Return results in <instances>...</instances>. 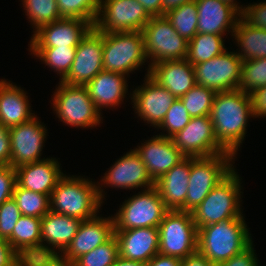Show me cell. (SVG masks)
Listing matches in <instances>:
<instances>
[{"instance_id": "obj_10", "label": "cell", "mask_w": 266, "mask_h": 266, "mask_svg": "<svg viewBox=\"0 0 266 266\" xmlns=\"http://www.w3.org/2000/svg\"><path fill=\"white\" fill-rule=\"evenodd\" d=\"M158 228L159 254L184 259L197 251L198 229L191 212L169 210Z\"/></svg>"}, {"instance_id": "obj_3", "label": "cell", "mask_w": 266, "mask_h": 266, "mask_svg": "<svg viewBox=\"0 0 266 266\" xmlns=\"http://www.w3.org/2000/svg\"><path fill=\"white\" fill-rule=\"evenodd\" d=\"M97 184L81 176L63 175L50 196V210L82 221L95 217L101 205Z\"/></svg>"}, {"instance_id": "obj_15", "label": "cell", "mask_w": 266, "mask_h": 266, "mask_svg": "<svg viewBox=\"0 0 266 266\" xmlns=\"http://www.w3.org/2000/svg\"><path fill=\"white\" fill-rule=\"evenodd\" d=\"M101 183L97 182V192L100 201L104 203V192L101 187H114L120 189H148L155 185L147 173L146 166L134 149L124 154L105 172ZM101 184V186H100Z\"/></svg>"}, {"instance_id": "obj_7", "label": "cell", "mask_w": 266, "mask_h": 266, "mask_svg": "<svg viewBox=\"0 0 266 266\" xmlns=\"http://www.w3.org/2000/svg\"><path fill=\"white\" fill-rule=\"evenodd\" d=\"M232 153H221L210 157H191L185 211L191 212L207 197L209 192L233 169Z\"/></svg>"}, {"instance_id": "obj_21", "label": "cell", "mask_w": 266, "mask_h": 266, "mask_svg": "<svg viewBox=\"0 0 266 266\" xmlns=\"http://www.w3.org/2000/svg\"><path fill=\"white\" fill-rule=\"evenodd\" d=\"M114 235L113 216L98 214L80 223L77 233L63 254L73 262L80 256L107 242Z\"/></svg>"}, {"instance_id": "obj_46", "label": "cell", "mask_w": 266, "mask_h": 266, "mask_svg": "<svg viewBox=\"0 0 266 266\" xmlns=\"http://www.w3.org/2000/svg\"><path fill=\"white\" fill-rule=\"evenodd\" d=\"M0 266H24V260L7 240L0 238Z\"/></svg>"}, {"instance_id": "obj_17", "label": "cell", "mask_w": 266, "mask_h": 266, "mask_svg": "<svg viewBox=\"0 0 266 266\" xmlns=\"http://www.w3.org/2000/svg\"><path fill=\"white\" fill-rule=\"evenodd\" d=\"M145 76V83L141 85L142 87H136L130 97L137 117L157 128L176 97L149 75L145 74Z\"/></svg>"}, {"instance_id": "obj_16", "label": "cell", "mask_w": 266, "mask_h": 266, "mask_svg": "<svg viewBox=\"0 0 266 266\" xmlns=\"http://www.w3.org/2000/svg\"><path fill=\"white\" fill-rule=\"evenodd\" d=\"M47 128L37 115L26 123L8 128L11 147V166L16 168L41 159Z\"/></svg>"}, {"instance_id": "obj_24", "label": "cell", "mask_w": 266, "mask_h": 266, "mask_svg": "<svg viewBox=\"0 0 266 266\" xmlns=\"http://www.w3.org/2000/svg\"><path fill=\"white\" fill-rule=\"evenodd\" d=\"M81 222L78 218L50 210L41 218V252L56 253L58 250V253H63L76 235Z\"/></svg>"}, {"instance_id": "obj_33", "label": "cell", "mask_w": 266, "mask_h": 266, "mask_svg": "<svg viewBox=\"0 0 266 266\" xmlns=\"http://www.w3.org/2000/svg\"><path fill=\"white\" fill-rule=\"evenodd\" d=\"M76 49L77 47L29 48L31 54L60 75V81L68 74Z\"/></svg>"}, {"instance_id": "obj_9", "label": "cell", "mask_w": 266, "mask_h": 266, "mask_svg": "<svg viewBox=\"0 0 266 266\" xmlns=\"http://www.w3.org/2000/svg\"><path fill=\"white\" fill-rule=\"evenodd\" d=\"M142 34L147 60L150 58L147 75L151 65L186 59L188 41L175 31L166 16L151 17Z\"/></svg>"}, {"instance_id": "obj_19", "label": "cell", "mask_w": 266, "mask_h": 266, "mask_svg": "<svg viewBox=\"0 0 266 266\" xmlns=\"http://www.w3.org/2000/svg\"><path fill=\"white\" fill-rule=\"evenodd\" d=\"M134 150L145 164L154 183L186 157L171 138L160 134L151 137Z\"/></svg>"}, {"instance_id": "obj_53", "label": "cell", "mask_w": 266, "mask_h": 266, "mask_svg": "<svg viewBox=\"0 0 266 266\" xmlns=\"http://www.w3.org/2000/svg\"><path fill=\"white\" fill-rule=\"evenodd\" d=\"M112 266H146L145 263L139 261L126 260L120 256Z\"/></svg>"}, {"instance_id": "obj_29", "label": "cell", "mask_w": 266, "mask_h": 266, "mask_svg": "<svg viewBox=\"0 0 266 266\" xmlns=\"http://www.w3.org/2000/svg\"><path fill=\"white\" fill-rule=\"evenodd\" d=\"M7 241L23 260L41 253V218L22 215Z\"/></svg>"}, {"instance_id": "obj_48", "label": "cell", "mask_w": 266, "mask_h": 266, "mask_svg": "<svg viewBox=\"0 0 266 266\" xmlns=\"http://www.w3.org/2000/svg\"><path fill=\"white\" fill-rule=\"evenodd\" d=\"M0 165H11L9 131L0 124Z\"/></svg>"}, {"instance_id": "obj_34", "label": "cell", "mask_w": 266, "mask_h": 266, "mask_svg": "<svg viewBox=\"0 0 266 266\" xmlns=\"http://www.w3.org/2000/svg\"><path fill=\"white\" fill-rule=\"evenodd\" d=\"M23 216L44 217L50 211V197L20 187L17 183L12 195Z\"/></svg>"}, {"instance_id": "obj_42", "label": "cell", "mask_w": 266, "mask_h": 266, "mask_svg": "<svg viewBox=\"0 0 266 266\" xmlns=\"http://www.w3.org/2000/svg\"><path fill=\"white\" fill-rule=\"evenodd\" d=\"M24 266H75L63 253H38L24 260Z\"/></svg>"}, {"instance_id": "obj_25", "label": "cell", "mask_w": 266, "mask_h": 266, "mask_svg": "<svg viewBox=\"0 0 266 266\" xmlns=\"http://www.w3.org/2000/svg\"><path fill=\"white\" fill-rule=\"evenodd\" d=\"M149 76L178 99L196 85L193 66L186 59L151 65Z\"/></svg>"}, {"instance_id": "obj_27", "label": "cell", "mask_w": 266, "mask_h": 266, "mask_svg": "<svg viewBox=\"0 0 266 266\" xmlns=\"http://www.w3.org/2000/svg\"><path fill=\"white\" fill-rule=\"evenodd\" d=\"M191 170V157H185L155 182L168 210L185 211Z\"/></svg>"}, {"instance_id": "obj_31", "label": "cell", "mask_w": 266, "mask_h": 266, "mask_svg": "<svg viewBox=\"0 0 266 266\" xmlns=\"http://www.w3.org/2000/svg\"><path fill=\"white\" fill-rule=\"evenodd\" d=\"M222 35L197 33L188 41L186 60L191 64H199L221 55L225 50Z\"/></svg>"}, {"instance_id": "obj_13", "label": "cell", "mask_w": 266, "mask_h": 266, "mask_svg": "<svg viewBox=\"0 0 266 266\" xmlns=\"http://www.w3.org/2000/svg\"><path fill=\"white\" fill-rule=\"evenodd\" d=\"M171 139L186 157H210L230 153L216 140L209 115L192 117L190 122Z\"/></svg>"}, {"instance_id": "obj_54", "label": "cell", "mask_w": 266, "mask_h": 266, "mask_svg": "<svg viewBox=\"0 0 266 266\" xmlns=\"http://www.w3.org/2000/svg\"><path fill=\"white\" fill-rule=\"evenodd\" d=\"M222 1L227 3V4H229V5H231V6H233L240 14H241V12H242V10L244 8L242 5L240 7V5H238L236 0H222Z\"/></svg>"}, {"instance_id": "obj_45", "label": "cell", "mask_w": 266, "mask_h": 266, "mask_svg": "<svg viewBox=\"0 0 266 266\" xmlns=\"http://www.w3.org/2000/svg\"><path fill=\"white\" fill-rule=\"evenodd\" d=\"M258 260L252 243L241 253L216 266H260Z\"/></svg>"}, {"instance_id": "obj_39", "label": "cell", "mask_w": 266, "mask_h": 266, "mask_svg": "<svg viewBox=\"0 0 266 266\" xmlns=\"http://www.w3.org/2000/svg\"><path fill=\"white\" fill-rule=\"evenodd\" d=\"M266 86V58L242 61L241 81L238 90L250 94Z\"/></svg>"}, {"instance_id": "obj_28", "label": "cell", "mask_w": 266, "mask_h": 266, "mask_svg": "<svg viewBox=\"0 0 266 266\" xmlns=\"http://www.w3.org/2000/svg\"><path fill=\"white\" fill-rule=\"evenodd\" d=\"M27 92L10 83L0 80V124L10 128L30 121L36 115L32 113Z\"/></svg>"}, {"instance_id": "obj_11", "label": "cell", "mask_w": 266, "mask_h": 266, "mask_svg": "<svg viewBox=\"0 0 266 266\" xmlns=\"http://www.w3.org/2000/svg\"><path fill=\"white\" fill-rule=\"evenodd\" d=\"M150 19L137 0H101L93 27L102 33L142 31Z\"/></svg>"}, {"instance_id": "obj_1", "label": "cell", "mask_w": 266, "mask_h": 266, "mask_svg": "<svg viewBox=\"0 0 266 266\" xmlns=\"http://www.w3.org/2000/svg\"><path fill=\"white\" fill-rule=\"evenodd\" d=\"M209 116L218 143L237 155L249 118H254L250 95L238 89L216 93Z\"/></svg>"}, {"instance_id": "obj_22", "label": "cell", "mask_w": 266, "mask_h": 266, "mask_svg": "<svg viewBox=\"0 0 266 266\" xmlns=\"http://www.w3.org/2000/svg\"><path fill=\"white\" fill-rule=\"evenodd\" d=\"M59 164L56 158L44 157L43 160L18 166L15 168L16 183L24 189L50 197L64 175Z\"/></svg>"}, {"instance_id": "obj_47", "label": "cell", "mask_w": 266, "mask_h": 266, "mask_svg": "<svg viewBox=\"0 0 266 266\" xmlns=\"http://www.w3.org/2000/svg\"><path fill=\"white\" fill-rule=\"evenodd\" d=\"M253 116L266 117V86L255 89L250 94Z\"/></svg>"}, {"instance_id": "obj_23", "label": "cell", "mask_w": 266, "mask_h": 266, "mask_svg": "<svg viewBox=\"0 0 266 266\" xmlns=\"http://www.w3.org/2000/svg\"><path fill=\"white\" fill-rule=\"evenodd\" d=\"M197 4V33L226 36L228 31L233 35L238 17L241 14L222 0H195ZM230 29V31H229Z\"/></svg>"}, {"instance_id": "obj_40", "label": "cell", "mask_w": 266, "mask_h": 266, "mask_svg": "<svg viewBox=\"0 0 266 266\" xmlns=\"http://www.w3.org/2000/svg\"><path fill=\"white\" fill-rule=\"evenodd\" d=\"M191 118L181 99L176 98L157 128L167 132L161 133L163 137L172 138L190 122Z\"/></svg>"}, {"instance_id": "obj_12", "label": "cell", "mask_w": 266, "mask_h": 266, "mask_svg": "<svg viewBox=\"0 0 266 266\" xmlns=\"http://www.w3.org/2000/svg\"><path fill=\"white\" fill-rule=\"evenodd\" d=\"M192 66L197 85L216 93L237 90L239 87L242 60L236 52L225 50L221 55Z\"/></svg>"}, {"instance_id": "obj_49", "label": "cell", "mask_w": 266, "mask_h": 266, "mask_svg": "<svg viewBox=\"0 0 266 266\" xmlns=\"http://www.w3.org/2000/svg\"><path fill=\"white\" fill-rule=\"evenodd\" d=\"M182 259L171 256H164L161 254L155 255L146 266H181Z\"/></svg>"}, {"instance_id": "obj_35", "label": "cell", "mask_w": 266, "mask_h": 266, "mask_svg": "<svg viewBox=\"0 0 266 266\" xmlns=\"http://www.w3.org/2000/svg\"><path fill=\"white\" fill-rule=\"evenodd\" d=\"M25 15L30 21L33 33L40 27L62 19L57 6V0H21Z\"/></svg>"}, {"instance_id": "obj_32", "label": "cell", "mask_w": 266, "mask_h": 266, "mask_svg": "<svg viewBox=\"0 0 266 266\" xmlns=\"http://www.w3.org/2000/svg\"><path fill=\"white\" fill-rule=\"evenodd\" d=\"M165 16L175 31L187 41L197 34L198 12L195 0L168 10Z\"/></svg>"}, {"instance_id": "obj_5", "label": "cell", "mask_w": 266, "mask_h": 266, "mask_svg": "<svg viewBox=\"0 0 266 266\" xmlns=\"http://www.w3.org/2000/svg\"><path fill=\"white\" fill-rule=\"evenodd\" d=\"M146 61L142 31L103 33V71L128 77Z\"/></svg>"}, {"instance_id": "obj_51", "label": "cell", "mask_w": 266, "mask_h": 266, "mask_svg": "<svg viewBox=\"0 0 266 266\" xmlns=\"http://www.w3.org/2000/svg\"><path fill=\"white\" fill-rule=\"evenodd\" d=\"M181 266H216L210 263L204 255L196 251L188 257L182 259Z\"/></svg>"}, {"instance_id": "obj_26", "label": "cell", "mask_w": 266, "mask_h": 266, "mask_svg": "<svg viewBox=\"0 0 266 266\" xmlns=\"http://www.w3.org/2000/svg\"><path fill=\"white\" fill-rule=\"evenodd\" d=\"M127 75L101 71L84 86L101 113L103 108L119 106L128 93Z\"/></svg>"}, {"instance_id": "obj_43", "label": "cell", "mask_w": 266, "mask_h": 266, "mask_svg": "<svg viewBox=\"0 0 266 266\" xmlns=\"http://www.w3.org/2000/svg\"><path fill=\"white\" fill-rule=\"evenodd\" d=\"M241 18L252 27L266 30V2L246 5L241 12Z\"/></svg>"}, {"instance_id": "obj_36", "label": "cell", "mask_w": 266, "mask_h": 266, "mask_svg": "<svg viewBox=\"0 0 266 266\" xmlns=\"http://www.w3.org/2000/svg\"><path fill=\"white\" fill-rule=\"evenodd\" d=\"M101 0H57L58 11L62 18H79L92 27L95 24Z\"/></svg>"}, {"instance_id": "obj_8", "label": "cell", "mask_w": 266, "mask_h": 266, "mask_svg": "<svg viewBox=\"0 0 266 266\" xmlns=\"http://www.w3.org/2000/svg\"><path fill=\"white\" fill-rule=\"evenodd\" d=\"M142 190L120 206L113 217L114 231L159 226L169 210L165 207L155 185Z\"/></svg>"}, {"instance_id": "obj_50", "label": "cell", "mask_w": 266, "mask_h": 266, "mask_svg": "<svg viewBox=\"0 0 266 266\" xmlns=\"http://www.w3.org/2000/svg\"><path fill=\"white\" fill-rule=\"evenodd\" d=\"M151 17L163 16L162 0H137Z\"/></svg>"}, {"instance_id": "obj_41", "label": "cell", "mask_w": 266, "mask_h": 266, "mask_svg": "<svg viewBox=\"0 0 266 266\" xmlns=\"http://www.w3.org/2000/svg\"><path fill=\"white\" fill-rule=\"evenodd\" d=\"M22 216L16 201L12 198L0 205V238L7 240Z\"/></svg>"}, {"instance_id": "obj_30", "label": "cell", "mask_w": 266, "mask_h": 266, "mask_svg": "<svg viewBox=\"0 0 266 266\" xmlns=\"http://www.w3.org/2000/svg\"><path fill=\"white\" fill-rule=\"evenodd\" d=\"M232 36L241 49L236 54L242 61L266 58V30L252 27L239 17Z\"/></svg>"}, {"instance_id": "obj_4", "label": "cell", "mask_w": 266, "mask_h": 266, "mask_svg": "<svg viewBox=\"0 0 266 266\" xmlns=\"http://www.w3.org/2000/svg\"><path fill=\"white\" fill-rule=\"evenodd\" d=\"M235 168L220 181L207 197L191 211L197 229L213 223L240 217L241 180Z\"/></svg>"}, {"instance_id": "obj_2", "label": "cell", "mask_w": 266, "mask_h": 266, "mask_svg": "<svg viewBox=\"0 0 266 266\" xmlns=\"http://www.w3.org/2000/svg\"><path fill=\"white\" fill-rule=\"evenodd\" d=\"M244 219L241 215L199 228L197 251L214 265L244 251L253 243Z\"/></svg>"}, {"instance_id": "obj_44", "label": "cell", "mask_w": 266, "mask_h": 266, "mask_svg": "<svg viewBox=\"0 0 266 266\" xmlns=\"http://www.w3.org/2000/svg\"><path fill=\"white\" fill-rule=\"evenodd\" d=\"M16 185V170L11 165H0V205L12 198Z\"/></svg>"}, {"instance_id": "obj_14", "label": "cell", "mask_w": 266, "mask_h": 266, "mask_svg": "<svg viewBox=\"0 0 266 266\" xmlns=\"http://www.w3.org/2000/svg\"><path fill=\"white\" fill-rule=\"evenodd\" d=\"M101 71H103V33L92 27L79 42L71 68L61 82L85 85Z\"/></svg>"}, {"instance_id": "obj_20", "label": "cell", "mask_w": 266, "mask_h": 266, "mask_svg": "<svg viewBox=\"0 0 266 266\" xmlns=\"http://www.w3.org/2000/svg\"><path fill=\"white\" fill-rule=\"evenodd\" d=\"M119 243V256L126 260L149 262L159 254V228L143 227L114 231Z\"/></svg>"}, {"instance_id": "obj_18", "label": "cell", "mask_w": 266, "mask_h": 266, "mask_svg": "<svg viewBox=\"0 0 266 266\" xmlns=\"http://www.w3.org/2000/svg\"><path fill=\"white\" fill-rule=\"evenodd\" d=\"M92 26L79 18H62L40 27L31 37L30 48L77 47Z\"/></svg>"}, {"instance_id": "obj_38", "label": "cell", "mask_w": 266, "mask_h": 266, "mask_svg": "<svg viewBox=\"0 0 266 266\" xmlns=\"http://www.w3.org/2000/svg\"><path fill=\"white\" fill-rule=\"evenodd\" d=\"M119 257V243L115 235L107 242L78 257L75 266H112Z\"/></svg>"}, {"instance_id": "obj_52", "label": "cell", "mask_w": 266, "mask_h": 266, "mask_svg": "<svg viewBox=\"0 0 266 266\" xmlns=\"http://www.w3.org/2000/svg\"><path fill=\"white\" fill-rule=\"evenodd\" d=\"M193 0H162L163 2V16H165V13L175 7L180 6L183 3H187Z\"/></svg>"}, {"instance_id": "obj_37", "label": "cell", "mask_w": 266, "mask_h": 266, "mask_svg": "<svg viewBox=\"0 0 266 266\" xmlns=\"http://www.w3.org/2000/svg\"><path fill=\"white\" fill-rule=\"evenodd\" d=\"M216 92L201 85H195L180 99L191 117L210 115Z\"/></svg>"}, {"instance_id": "obj_6", "label": "cell", "mask_w": 266, "mask_h": 266, "mask_svg": "<svg viewBox=\"0 0 266 266\" xmlns=\"http://www.w3.org/2000/svg\"><path fill=\"white\" fill-rule=\"evenodd\" d=\"M52 98L56 117L68 126L77 128H94L99 126L102 114L90 99L84 85L58 83Z\"/></svg>"}]
</instances>
